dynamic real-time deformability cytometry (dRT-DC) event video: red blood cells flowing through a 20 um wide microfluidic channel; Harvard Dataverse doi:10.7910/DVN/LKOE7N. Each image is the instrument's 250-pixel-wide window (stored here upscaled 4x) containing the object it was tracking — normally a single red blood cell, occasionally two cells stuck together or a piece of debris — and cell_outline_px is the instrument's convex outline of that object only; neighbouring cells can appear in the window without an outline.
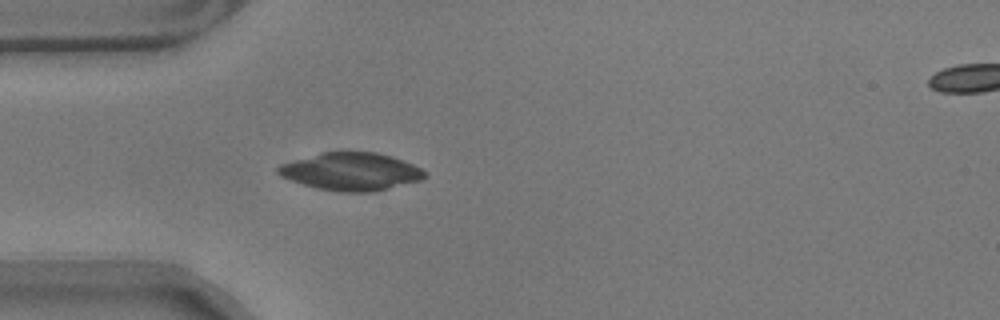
{"species": "common noctule bat (a hibernating species)", "species_latin": "Nyctalus noctula", "temperature_condition": "warm", "stored_images_in_passage": 18, "camera_frame_rate_fps": 3000, "um_per_image_px": 0.085, "animal": {"sex": "male", "body_mass_g": 17.9}, "frame": {"image": 1, "passage_image": 1, "time_ms": 0.0, "image_size_px": [1000, 320], "cell_outline_px": [[428, 176], [420, 180], [376, 192], [340, 192], [316, 188], [280, 176], [276, 172], [276, 168], [280, 164], [292, 160], [320, 152], [376, 152], [392, 156], [412, 164], [428, 172]], "centroid_in_image_um": [29.85, 14.58], "position_along_channel_um": 55.2, "area_um2": 32.43}}
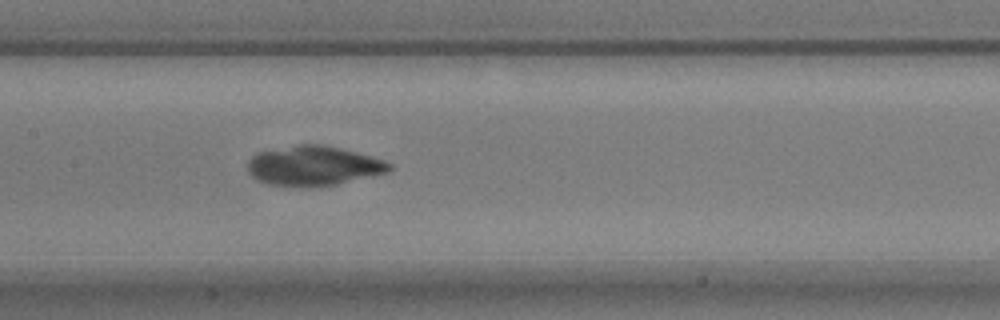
{"frame": {"image": 2, "passage_image": 12, "time_ms": 3.667, "image_size_px": [1000, 320], "cell_outline_px": [[392, 168], [388, 172], [336, 184], [268, 184], [256, 180], [248, 172], [248, 160], [252, 156], [260, 152], [300, 144], [324, 144], [356, 152], [384, 160], [392, 164]], "centroid_in_image_um": [26.66, 14.05], "position_along_channel_um": 180.7, "area_um2": 31.79}}
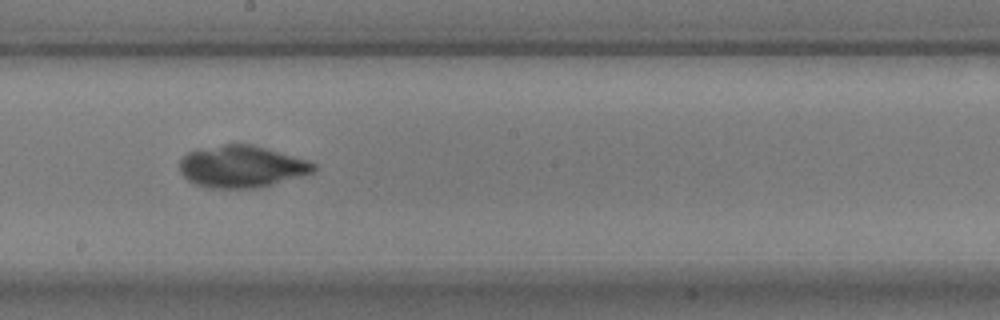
{"frame": {"image": 3, "passage_image": 16, "time_ms": 5.0, "image_size_px": [1000, 320], "cell_outline_px": [[320, 168], [312, 172], [272, 184], [256, 188], [208, 188], [196, 184], [188, 180], [180, 172], [180, 160], [188, 152], [224, 144], [252, 144], [308, 160], [316, 164]], "centroid_in_image_um": [20.55, 14.16], "position_along_channel_um": 227.7, "area_um2": 32.48}}